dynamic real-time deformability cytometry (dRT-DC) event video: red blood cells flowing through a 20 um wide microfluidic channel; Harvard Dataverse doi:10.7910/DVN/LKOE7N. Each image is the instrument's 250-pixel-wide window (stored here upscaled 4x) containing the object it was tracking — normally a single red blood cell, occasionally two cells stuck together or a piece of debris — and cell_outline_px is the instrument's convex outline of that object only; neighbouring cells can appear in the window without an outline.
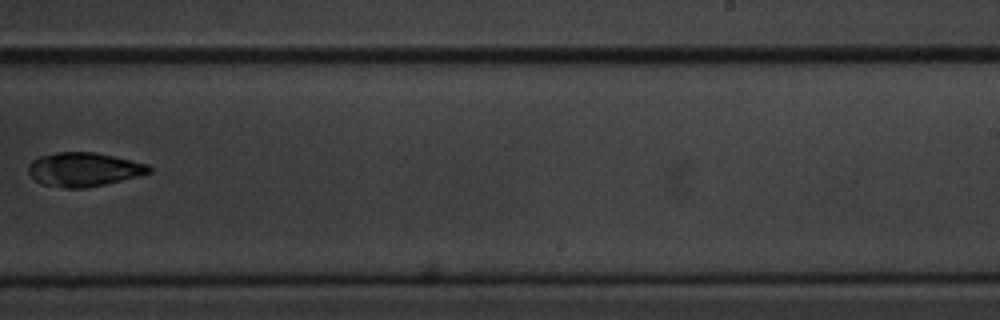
{"species": "common noctule bat (a hibernating species)", "species_latin": "Nyctalus noctula", "temperature_condition": "cold", "stored_images_in_passage": 10, "camera_frame_rate_fps": 3000, "um_per_image_px": 0.085, "animal": {"sex": "male", "body_mass_g": 20.1, "forearm_length_mm": 53.5}, "frame": {"image": 1, "passage_image": 10, "time_ms": 11.333, "image_size_px": [1000, 320], "cell_outline_px": [[152, 172], [104, 184], [84, 188], [64, 188], [40, 184], [28, 172], [28, 164], [32, 160], [40, 156], [56, 152], [96, 152], [148, 164], [152, 168]], "centroid_in_image_um": [7.09, 14.39], "position_along_channel_um": 281.9, "area_um2": 23.76}}